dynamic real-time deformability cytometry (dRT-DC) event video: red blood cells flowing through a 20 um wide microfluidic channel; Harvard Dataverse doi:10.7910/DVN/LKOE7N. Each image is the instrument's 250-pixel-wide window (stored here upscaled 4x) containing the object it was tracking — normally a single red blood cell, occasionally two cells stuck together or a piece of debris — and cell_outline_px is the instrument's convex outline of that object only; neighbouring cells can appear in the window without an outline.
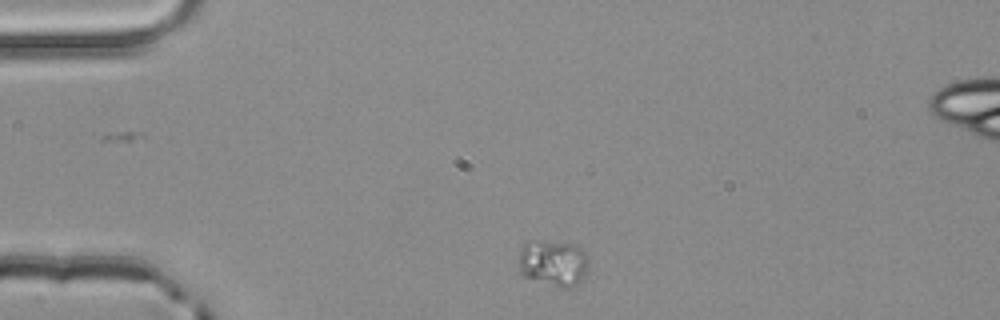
{"species": "common noctule bat (a hibernating species)", "species_latin": "Nyctalus noctula", "temperature_condition": "room temperature", "stored_images_in_passage": 2, "camera_frame_rate_fps": 3000, "um_per_image_px": 0.085, "animal": {"sex": "male", "body_mass_g": 20.4}, "frame": {"image": 1, "passage_image": 1, "time_ms": 0.0, "image_size_px": [1000, 320], "cell_outline_px": [[588, 256], [584, 276], [576, 284], [568, 288], [560, 288], [524, 276], [520, 272], [520, 252], [524, 244], [536, 240], [540, 240], [576, 244]], "centroid_in_image_um": [47.03, 22.34], "position_along_channel_um": 38.0, "area_um2": 18.61}}